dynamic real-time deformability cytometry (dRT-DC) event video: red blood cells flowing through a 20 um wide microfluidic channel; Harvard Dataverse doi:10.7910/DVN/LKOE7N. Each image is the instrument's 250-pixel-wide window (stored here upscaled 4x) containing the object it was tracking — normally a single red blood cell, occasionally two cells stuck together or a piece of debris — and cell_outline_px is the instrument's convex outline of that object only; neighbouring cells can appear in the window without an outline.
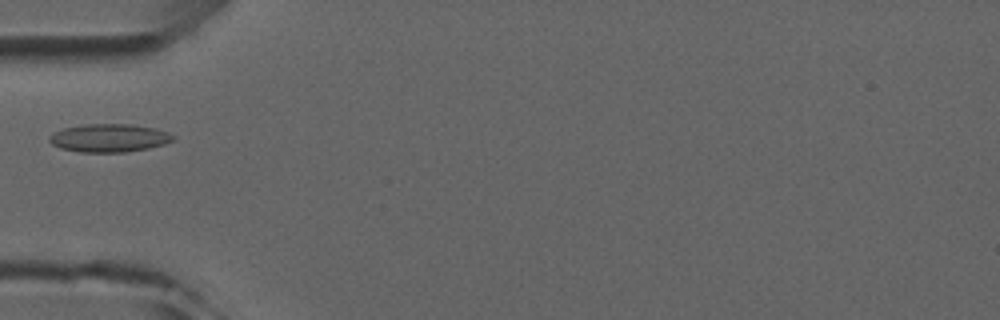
{"species": "common noctule bat (a hibernating species)", "species_latin": "Nyctalus noctula", "temperature_condition": "room temperature", "stored_images_in_passage": 4, "camera_frame_rate_fps": 3000, "um_per_image_px": 0.085, "animal": {"sex": "male", "forearm_length_mm": 52.5}, "frame": {"image": 1, "passage_image": 3, "time_ms": 3.333, "image_size_px": [1000, 320], "cell_outline_px": [[176, 136], [172, 140], [164, 144], [148, 148], [124, 152], [80, 152], [60, 148], [52, 144], [48, 140], [48, 136], [64, 128], [88, 124], [132, 124], [156, 128], [168, 132]], "centroid_in_image_um": [9.29, 11.72], "position_along_channel_um": 75.7, "area_um2": 20.23}}
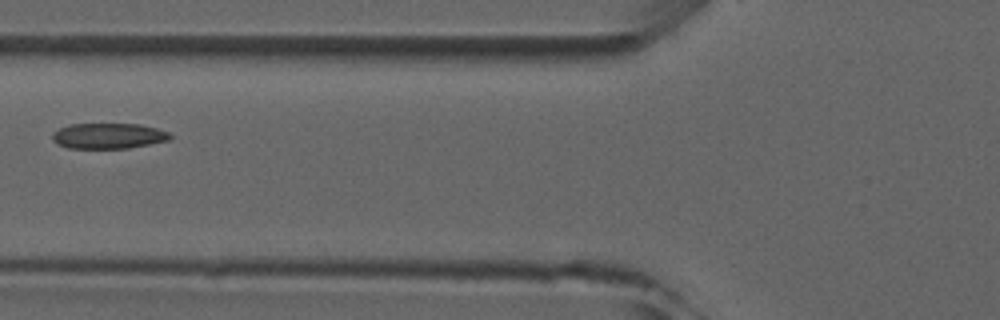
{"frame": {"image": 2, "passage_image": 4, "time_ms": 4.333, "image_size_px": [1000, 320], "cell_outline_px": [[172, 136], [168, 140], [128, 148], [68, 148], [56, 144], [52, 140], [52, 132], [68, 124], [140, 124], [156, 128], [168, 132]], "centroid_in_image_um": [9.16, 11.55], "position_along_channel_um": 116.6, "area_um2": 17.51}}